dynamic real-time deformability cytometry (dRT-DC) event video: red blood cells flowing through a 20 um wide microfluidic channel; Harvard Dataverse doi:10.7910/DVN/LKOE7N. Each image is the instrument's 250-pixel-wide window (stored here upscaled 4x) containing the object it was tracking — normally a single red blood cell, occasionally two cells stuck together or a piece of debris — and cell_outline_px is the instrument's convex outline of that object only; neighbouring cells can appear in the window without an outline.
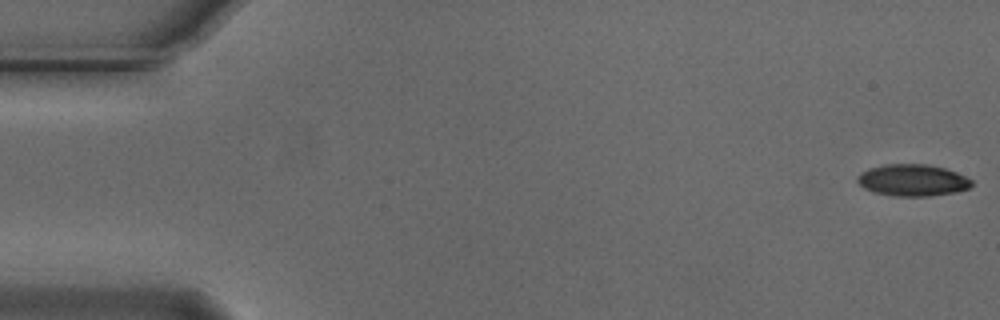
{"species": "Egyptian fruit bat (a non-hibernating species)", "species_latin": "Rousettus aegyptiacus", "temperature_condition": "cold", "stored_images_in_passage": 55, "camera_frame_rate_fps": 3000, "um_per_image_px": 0.085, "animal": {"sex": "male"}, "frame": {"image": 1, "passage_image": 1, "time_ms": 0.0, "image_size_px": [1000, 320], "cell_outline_px": [[972, 184], [968, 188], [956, 192], [928, 196], [892, 196], [872, 192], [864, 188], [856, 180], [856, 176], [860, 172], [868, 168], [884, 164], [928, 164], [944, 168], [956, 172], [972, 180]], "centroid_in_image_um": [77.52, 15.31], "position_along_channel_um": 7.5, "area_um2": 21.27}}
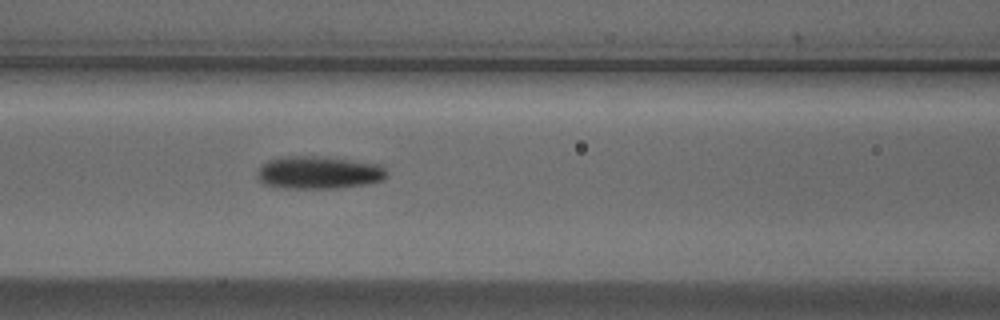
{"frame": {"image": 2, "passage_image": 23, "time_ms": 7.333, "image_size_px": [1000, 320], "cell_outline_px": [[388, 176], [384, 180], [368, 184], [340, 188], [292, 188], [268, 184], [260, 180], [256, 172], [268, 160], [280, 156], [324, 156], [384, 164], [388, 172]], "centroid_in_image_um": [27.21, 14.64], "position_along_channel_um": 139.4, "area_um2": 24.97}}
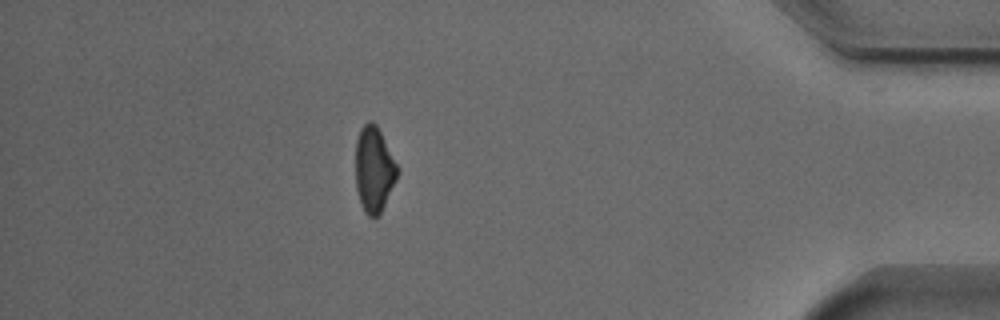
{"frame": {"image": 3, "passage_image": 48, "time_ms": 15.667, "image_size_px": [1000, 320], "cell_outline_px": [[400, 172], [380, 212], [376, 216], [368, 216], [364, 212], [360, 204], [356, 188], [356, 140], [360, 128], [368, 120], [372, 120], [376, 124]], "centroid_in_image_um": [31.77, 14.39], "position_along_channel_um": 403.4, "area_um2": 20.58}, "authors_computed_cell_mechanics": {"area_um2": 22.3686, "velocity_mm_per_s": 3.7396, "shape_relaxation_time_tau1_ms": 3.9256, "shape_relaxation_time_tau2_ms": null, "deformation_change_tau1": 0.134, "deformation_change_tau2": null}}